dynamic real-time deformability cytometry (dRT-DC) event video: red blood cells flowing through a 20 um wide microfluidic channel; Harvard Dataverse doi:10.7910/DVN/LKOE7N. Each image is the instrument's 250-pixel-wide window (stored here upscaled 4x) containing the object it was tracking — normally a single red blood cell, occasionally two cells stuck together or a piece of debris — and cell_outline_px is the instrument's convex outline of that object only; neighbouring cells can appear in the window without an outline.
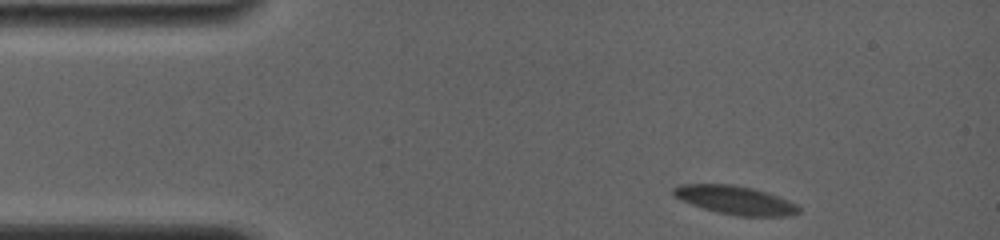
{"species": "common noctule bat (a hibernating species)", "species_latin": "Nyctalus noctula", "temperature_condition": "room temperature", "stored_images_in_passage": 38, "camera_frame_rate_fps": 4000, "um_per_image_px": 0.085, "animal": {"sex": "female", "body_mass_g": 19.0, "forearm_length_mm": 56.7}, "frame": {"image": 1, "passage_image": 1, "time_ms": 0.0, "image_size_px": [1000, 240], "cell_outline_px": [[800, 212], [788, 216], [740, 216], [716, 212], [692, 204], [676, 196], [672, 192], [672, 188], [680, 184], [732, 184], [752, 188], [768, 192], [788, 200], [796, 204], [800, 208]], "centroid_in_image_um": [62.53, 17.0], "position_along_channel_um": 22.5, "area_um2": 20.69}}
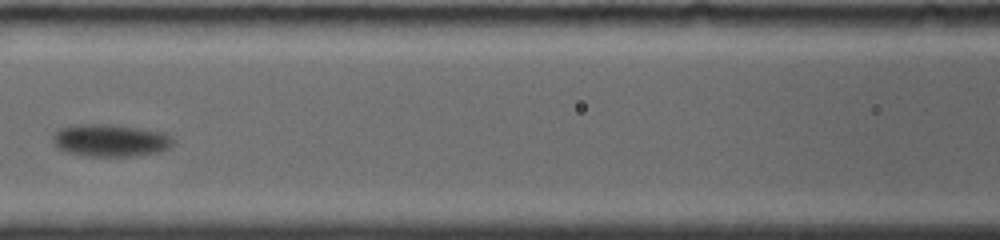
{"frame": {"image": 2, "passage_image": 17, "time_ms": 5.75, "image_size_px": [1000, 240], "cell_outline_px": [[176, 140], [168, 148], [160, 152], [128, 156], [88, 156], [64, 152], [52, 140], [52, 136], [56, 128], [76, 124], [112, 124], [140, 128], [160, 132]], "centroid_in_image_um": [9.33, 11.92], "position_along_channel_um": 157.3, "area_um2": 22.77}}
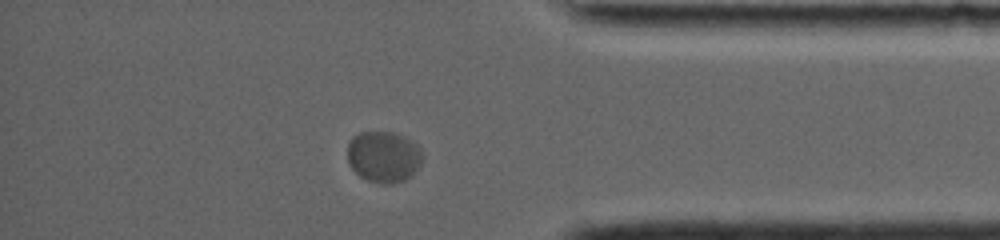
{"frame": {"image": 3, "passage_image": 33, "time_ms": 13.0, "image_size_px": [1000, 240], "cell_outline_px": [[420, 164], [412, 176], [404, 180], [392, 184], [380, 184], [368, 180], [360, 176], [352, 168], [348, 160], [348, 144], [352, 136], [360, 132], [392, 132], [412, 140], [420, 148]], "centroid_in_image_um": [32.59, 13.33], "position_along_channel_um": 402.6, "area_um2": 22.31}, "authors_computed_cell_mechanics": {"area_um2": 21.9062, "velocity_mm_per_s": 3.4826, "shape_relaxation_time_tau1_ms": 2.1411, "shape_relaxation_time_tau2_ms": null, "deformation_change_tau1": 0.0803, "deformation_change_tau2": null}}